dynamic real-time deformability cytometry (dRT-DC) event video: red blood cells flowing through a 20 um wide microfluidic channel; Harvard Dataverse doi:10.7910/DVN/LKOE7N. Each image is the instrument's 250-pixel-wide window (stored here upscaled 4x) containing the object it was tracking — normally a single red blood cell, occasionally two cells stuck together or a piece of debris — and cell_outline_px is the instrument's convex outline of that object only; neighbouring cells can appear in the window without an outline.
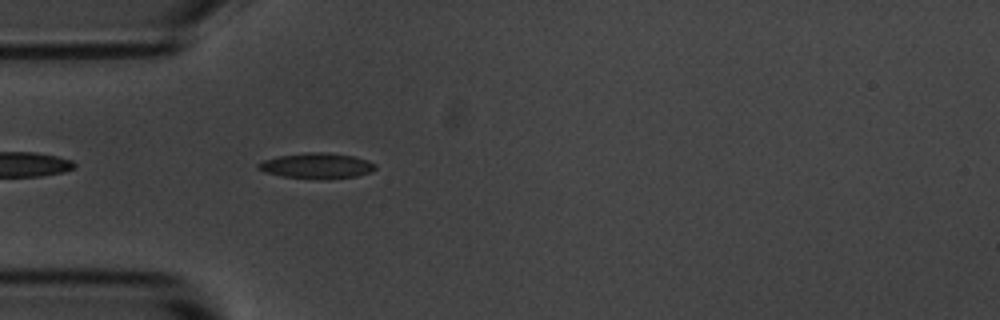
{"species": "common noctule bat (a hibernating species)", "species_latin": "Nyctalus noctula", "temperature_condition": "room temperature", "stored_images_in_passage": 5, "segment_of_instrument_passage": [2, 2], "camera_frame_rate_fps": 3000, "um_per_image_px": 0.085, "animal": {"sex": "male", "body_mass_g": 20.1, "forearm_length_mm": 53.5}, "frame": {"image": 1, "passage_image": 5, "time_ms": 4.667, "image_size_px": [1000, 320], "cell_outline_px": [[376, 168], [368, 172], [356, 176], [328, 180], [320, 180], [284, 176], [264, 172], [256, 168], [256, 164], [264, 160], [280, 156], [304, 152], [324, 152], [352, 156], [376, 164]], "centroid_in_image_um": [26.88, 14.1], "position_along_channel_um": 58.1, "area_um2": 17.4}}